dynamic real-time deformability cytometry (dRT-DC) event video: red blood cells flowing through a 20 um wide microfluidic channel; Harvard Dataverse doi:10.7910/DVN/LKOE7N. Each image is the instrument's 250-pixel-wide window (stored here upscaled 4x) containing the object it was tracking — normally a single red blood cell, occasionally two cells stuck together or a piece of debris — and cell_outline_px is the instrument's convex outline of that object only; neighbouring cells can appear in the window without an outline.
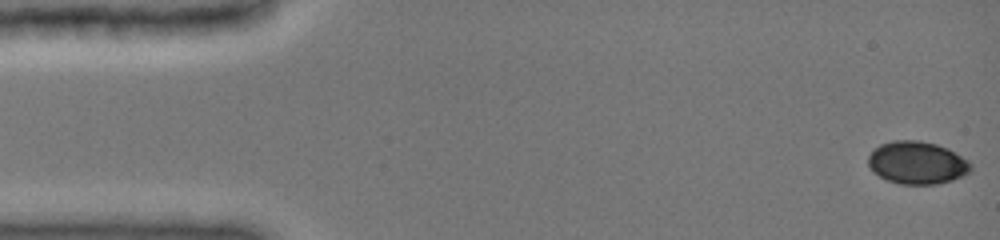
{"species": "common noctule bat (a hibernating species)", "species_latin": "Nyctalus noctula", "temperature_condition": "cold", "stored_images_in_passage": 48, "camera_frame_rate_fps": 3000, "um_per_image_px": 0.085, "animal": {"sex": "female", "body_mass_g": 19.0, "forearm_length_mm": 51.5}, "frame": {"image": 1, "passage_image": 1, "time_ms": 0.0, "image_size_px": [1000, 240], "cell_outline_px": [[972, 172], [964, 176], [952, 180], [936, 184], [900, 184], [888, 180], [872, 172], [868, 164], [868, 156], [880, 144], [892, 140], [920, 140], [936, 144], [948, 148], [968, 160], [972, 164]], "centroid_in_image_um": [77.98, 13.83], "position_along_channel_um": 7.0, "area_um2": 25.72}}
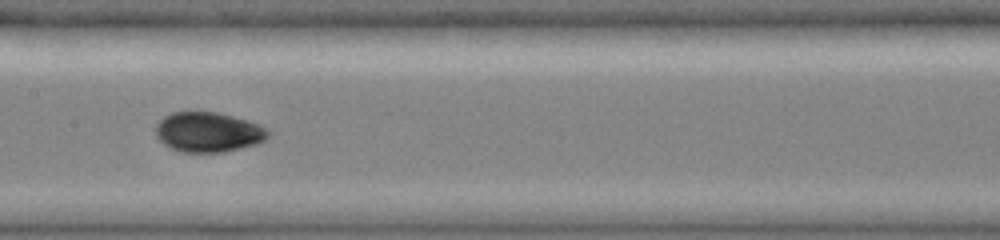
{"frame": {"image": 2, "passage_image": 24, "time_ms": 7.667, "image_size_px": [1000, 240], "cell_outline_px": [[272, 132], [264, 140], [256, 144], [224, 152], [180, 152], [168, 148], [156, 136], [156, 124], [164, 116], [172, 112], [216, 112], [232, 116], [260, 124]], "centroid_in_image_um": [17.69, 11.23], "position_along_channel_um": 189.7, "area_um2": 26.24}}
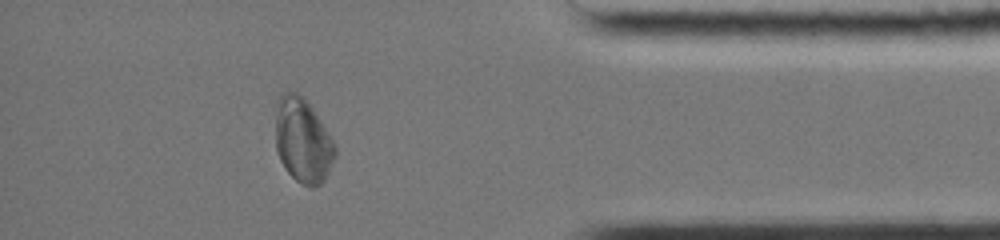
{"frame": {"image": 3, "passage_image": 42, "time_ms": 13.667, "image_size_px": [1000, 240], "cell_outline_px": [[336, 156], [324, 180], [316, 188], [312, 188], [296, 180], [284, 168], [280, 160], [276, 148], [276, 100], [284, 92], [296, 92], [304, 96], [336, 144]], "centroid_in_image_um": [25.74, 11.94], "position_along_channel_um": 409.5, "area_um2": 29.48}, "authors_computed_cell_mechanics": {"area_um2": 26.1834, "velocity_mm_per_s": 3.9787, "shape_relaxation_time_tau1_ms": null, "shape_relaxation_time_tau2_ms": 2.1509, "deformation_change_tau1": null, "deformation_change_tau2": 0.0431}}